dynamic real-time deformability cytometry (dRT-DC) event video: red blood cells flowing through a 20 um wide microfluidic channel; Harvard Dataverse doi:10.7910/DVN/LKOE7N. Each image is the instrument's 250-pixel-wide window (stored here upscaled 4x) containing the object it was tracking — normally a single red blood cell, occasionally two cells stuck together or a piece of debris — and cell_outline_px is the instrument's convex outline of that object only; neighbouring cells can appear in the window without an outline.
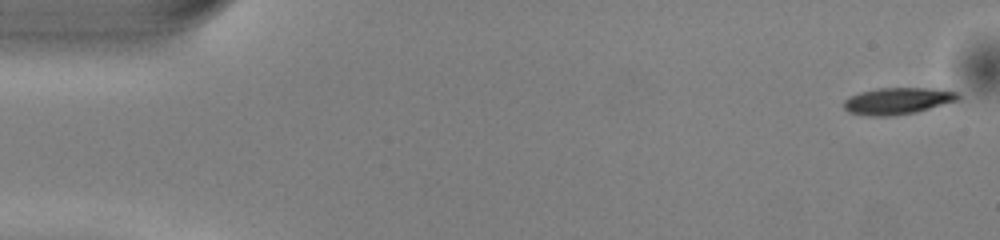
{"species": "common noctule bat (a hibernating species)", "species_latin": "Nyctalus noctula", "temperature_condition": "warm", "stored_images_in_passage": 50, "camera_frame_rate_fps": 3000, "um_per_image_px": 0.085, "animal": {"sex": "male", "body_mass_g": 13.0, "forearm_length_mm": 53.1}, "frame": {"image": 1, "passage_image": 1, "time_ms": 0.0, "image_size_px": [1000, 240], "cell_outline_px": [[960, 96], [956, 100], [916, 112], [892, 116], [868, 116], [848, 112], [844, 108], [844, 100], [848, 96], [860, 92], [880, 88], [932, 88], [956, 92]], "centroid_in_image_um": [76.23, 8.58], "position_along_channel_um": 8.8, "area_um2": 17.63}}
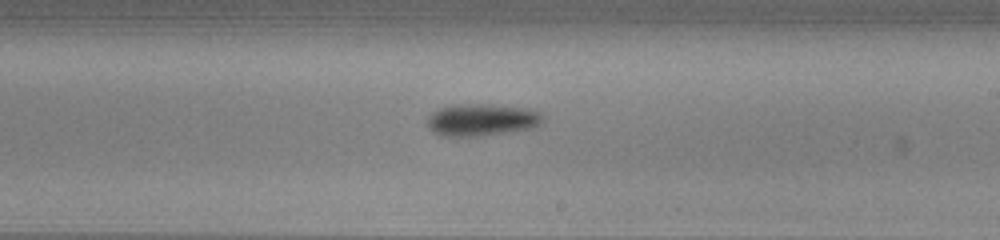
{"frame": {"image": 2, "passage_image": 29, "time_ms": 9.333, "image_size_px": [1000, 240], "cell_outline_px": [[544, 120], [540, 124], [532, 128], [476, 136], [444, 136], [432, 132], [428, 128], [428, 116], [432, 112], [440, 108], [452, 104], [492, 104], [532, 108], [540, 112], [544, 116]], "centroid_in_image_um": [40.96, 10.16], "position_along_channel_um": 248.0, "area_um2": 21.85}}
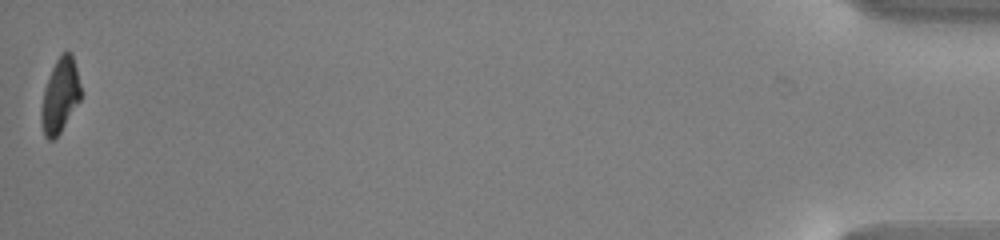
{"frame": {"image": 3, "passage_image": 50, "time_ms": 16.333, "image_size_px": [1000, 240], "cell_outline_px": [[80, 100], [60, 132], [52, 140], [48, 140], [44, 136], [40, 120], [40, 112], [44, 88], [52, 68], [60, 52], [72, 52], [80, 84]], "centroid_in_image_um": [5.08, 8.12], "position_along_channel_um": 430.1, "area_um2": 17.05}, "authors_computed_cell_mechanics": {"area_um2": 19.1607, "velocity_mm_per_s": 4.052, "shape_relaxation_time_tau1_ms": 2.6264, "shape_relaxation_time_tau2_ms": null, "deformation_change_tau1": 0.1355, "deformation_change_tau2": null}}